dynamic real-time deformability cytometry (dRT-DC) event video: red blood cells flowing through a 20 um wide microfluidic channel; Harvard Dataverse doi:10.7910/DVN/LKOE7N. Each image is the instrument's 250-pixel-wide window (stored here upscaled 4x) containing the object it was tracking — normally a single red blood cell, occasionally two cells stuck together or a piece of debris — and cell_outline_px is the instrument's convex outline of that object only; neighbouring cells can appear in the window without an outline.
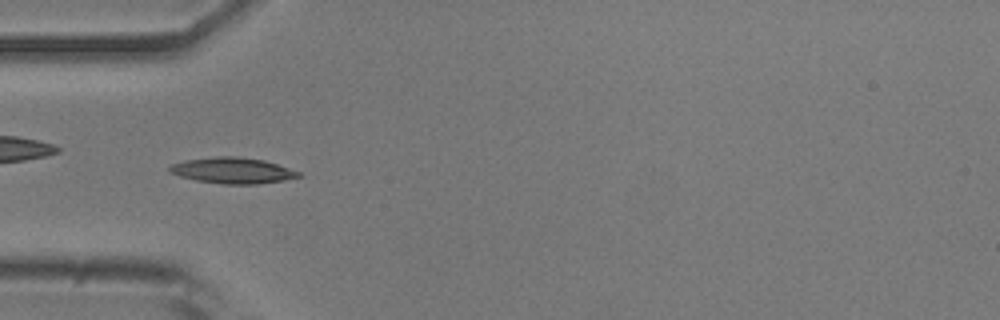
{"species": "common noctule bat (a hibernating species)", "species_latin": "Nyctalus noctula", "temperature_condition": "room temperature", "stored_images_in_passage": 51, "camera_frame_rate_fps": 3000, "um_per_image_px": 0.085, "animal": {"sex": "male", "body_mass_g": 20.5, "forearm_length_mm": 52.5}, "frame": {"image": 1, "passage_image": 15, "time_ms": 4.667, "image_size_px": [1000, 320], "cell_outline_px": [[304, 176], [284, 180], [256, 184], [224, 184], [196, 180], [180, 176], [168, 172], [168, 168], [172, 164], [184, 160], [216, 156], [236, 156], [264, 160], [300, 172]], "centroid_in_image_um": [19.76, 14.49], "position_along_channel_um": 65.2, "area_um2": 19.48}}
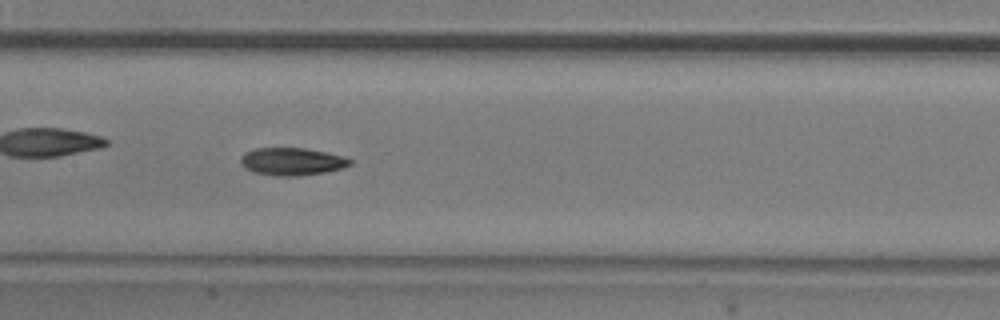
{"frame": {"image": 2, "passage_image": 24, "time_ms": 7.667, "image_size_px": [1000, 320], "cell_outline_px": [[352, 164], [344, 168], [324, 172], [296, 176], [276, 176], [252, 172], [244, 168], [240, 164], [240, 156], [244, 152], [256, 148], [304, 148], [344, 156], [352, 160]], "centroid_in_image_um": [24.78, 13.73], "position_along_channel_um": 182.6, "area_um2": 17.74}}
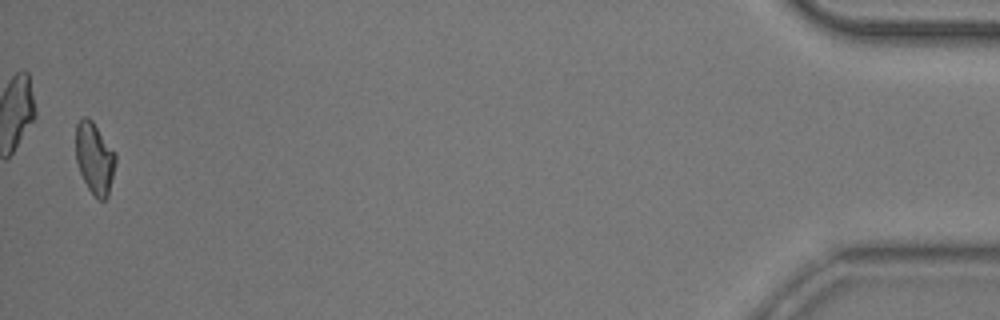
{"frame": {"image": 3, "passage_image": 50, "time_ms": 16.333, "image_size_px": [1000, 320], "cell_outline_px": [[116, 164], [108, 196], [104, 200], [100, 200], [88, 188], [80, 172], [76, 160], [76, 124], [84, 116], [88, 116], [92, 120], [116, 152]], "centroid_in_image_um": [8.06, 13.42], "position_along_channel_um": 427.1, "area_um2": 16.65}, "authors_computed_cell_mechanics": {"area_um2": 17.2244, "velocity_mm_per_s": 3.8849, "shape_relaxation_time_tau1_ms": 10.8548, "shape_relaxation_time_tau2_ms": 4.7125, "deformation_change_tau1": 0.2512, "deformation_change_tau2": 0.1107}}